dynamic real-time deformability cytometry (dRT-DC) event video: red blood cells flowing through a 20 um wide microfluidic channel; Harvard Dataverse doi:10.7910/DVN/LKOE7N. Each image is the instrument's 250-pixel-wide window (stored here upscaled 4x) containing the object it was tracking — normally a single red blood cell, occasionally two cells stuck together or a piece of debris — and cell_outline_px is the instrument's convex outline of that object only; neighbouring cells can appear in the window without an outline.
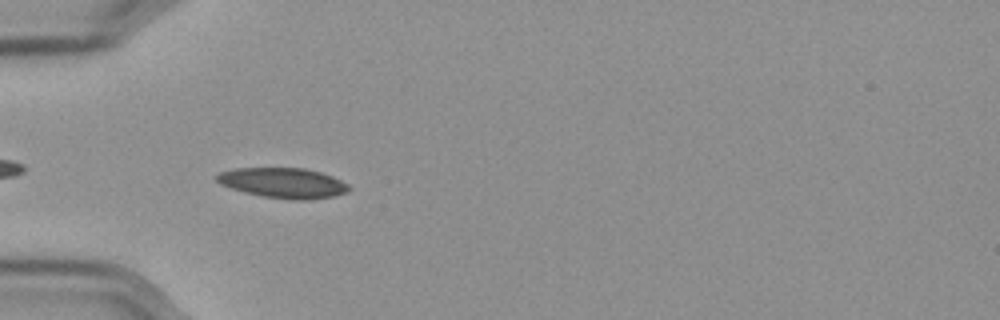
{"species": "Egyptian fruit bat (a non-hibernating species)", "species_latin": "Rousettus aegyptiacus", "temperature_condition": "cold", "stored_images_in_passage": 42, "camera_frame_rate_fps": 3000, "um_per_image_px": 0.085, "frame": {"image": 1, "passage_image": 3, "time_ms": 0.667, "image_size_px": [1000, 320], "cell_outline_px": [[352, 188], [348, 192], [332, 196], [312, 200], [292, 200], [264, 196], [244, 192], [220, 184], [216, 180], [216, 176], [220, 172], [236, 168], [304, 168], [320, 172], [332, 176], [348, 184]], "centroid_in_image_um": [24.1, 15.55], "position_along_channel_um": 60.9, "area_um2": 23.24}}
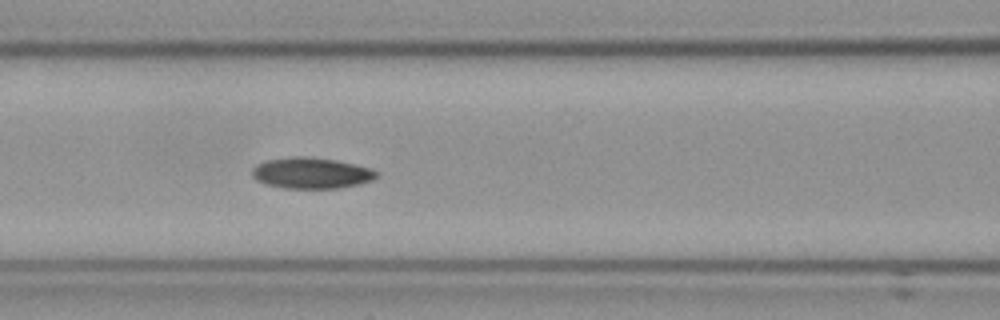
{"frame": {"image": 2, "passage_image": 10, "time_ms": 3.0, "image_size_px": [1000, 320], "cell_outline_px": [[380, 172], [372, 180], [356, 184], [336, 188], [284, 188], [268, 184], [256, 180], [252, 176], [252, 168], [256, 164], [264, 160], [292, 156], [308, 156], [336, 160], [372, 168]], "centroid_in_image_um": [26.43, 14.69], "position_along_channel_um": 140.2, "area_um2": 22.54}}
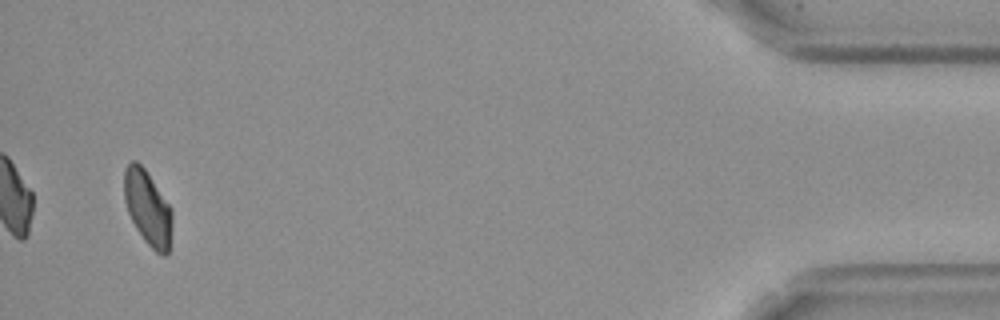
{"frame": {"image": 3, "passage_image": 40, "time_ms": 13.0, "image_size_px": [1000, 320], "cell_outline_px": [[172, 228], [168, 256], [164, 256], [156, 252], [144, 240], [136, 228], [128, 212], [124, 200], [124, 168], [132, 160], [136, 160], [144, 168], [172, 208]], "centroid_in_image_um": [12.57, 17.68], "position_along_channel_um": 422.6, "area_um2": 20.98}, "authors_computed_cell_mechanics": {"area_um2": 21.8484, "velocity_mm_per_s": 3.5654, "shape_relaxation_time_tau1_ms": null, "shape_relaxation_time_tau2_ms": 7.6088, "deformation_change_tau1": null, "deformation_change_tau2": 0.1076}}